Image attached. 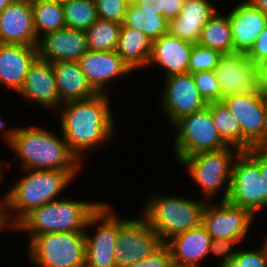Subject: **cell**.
Masks as SVG:
<instances>
[{"instance_id":"816d5d0a","label":"cell","mask_w":267,"mask_h":267,"mask_svg":"<svg viewBox=\"0 0 267 267\" xmlns=\"http://www.w3.org/2000/svg\"><path fill=\"white\" fill-rule=\"evenodd\" d=\"M264 148L267 149V127H266V137L264 139Z\"/></svg>"},{"instance_id":"5bb4252c","label":"cell","mask_w":267,"mask_h":267,"mask_svg":"<svg viewBox=\"0 0 267 267\" xmlns=\"http://www.w3.org/2000/svg\"><path fill=\"white\" fill-rule=\"evenodd\" d=\"M163 81L160 100L156 103L159 101L158 106L170 125L207 106L191 73L166 76Z\"/></svg>"},{"instance_id":"681fc988","label":"cell","mask_w":267,"mask_h":267,"mask_svg":"<svg viewBox=\"0 0 267 267\" xmlns=\"http://www.w3.org/2000/svg\"><path fill=\"white\" fill-rule=\"evenodd\" d=\"M15 0H0V13Z\"/></svg>"},{"instance_id":"b9f144b4","label":"cell","mask_w":267,"mask_h":267,"mask_svg":"<svg viewBox=\"0 0 267 267\" xmlns=\"http://www.w3.org/2000/svg\"><path fill=\"white\" fill-rule=\"evenodd\" d=\"M257 89L267 98V60L257 65Z\"/></svg>"},{"instance_id":"f907efd6","label":"cell","mask_w":267,"mask_h":267,"mask_svg":"<svg viewBox=\"0 0 267 267\" xmlns=\"http://www.w3.org/2000/svg\"><path fill=\"white\" fill-rule=\"evenodd\" d=\"M168 267H185V266H181L180 264L171 262V264Z\"/></svg>"},{"instance_id":"db71d44e","label":"cell","mask_w":267,"mask_h":267,"mask_svg":"<svg viewBox=\"0 0 267 267\" xmlns=\"http://www.w3.org/2000/svg\"><path fill=\"white\" fill-rule=\"evenodd\" d=\"M53 1H56V2H59V3H64V2H67V1H70V0H53Z\"/></svg>"},{"instance_id":"ffe728a7","label":"cell","mask_w":267,"mask_h":267,"mask_svg":"<svg viewBox=\"0 0 267 267\" xmlns=\"http://www.w3.org/2000/svg\"><path fill=\"white\" fill-rule=\"evenodd\" d=\"M32 4L15 0L0 13V43L36 46Z\"/></svg>"},{"instance_id":"3957f363","label":"cell","mask_w":267,"mask_h":267,"mask_svg":"<svg viewBox=\"0 0 267 267\" xmlns=\"http://www.w3.org/2000/svg\"><path fill=\"white\" fill-rule=\"evenodd\" d=\"M26 175L4 191L3 213L10 231L33 209L60 198L80 170L22 169ZM63 192V193H62ZM59 197V198H58Z\"/></svg>"},{"instance_id":"6da1fadb","label":"cell","mask_w":267,"mask_h":267,"mask_svg":"<svg viewBox=\"0 0 267 267\" xmlns=\"http://www.w3.org/2000/svg\"><path fill=\"white\" fill-rule=\"evenodd\" d=\"M111 97L96 94L86 100L63 103L56 110L60 117V133L82 164L89 153L105 148L115 139L118 124L112 114Z\"/></svg>"},{"instance_id":"ee69618b","label":"cell","mask_w":267,"mask_h":267,"mask_svg":"<svg viewBox=\"0 0 267 267\" xmlns=\"http://www.w3.org/2000/svg\"><path fill=\"white\" fill-rule=\"evenodd\" d=\"M9 163V164H8ZM12 164V162H5L4 160L2 161L1 159H0V182H3V181H5V180H3V177H4V173H3V171H4V169H5V171H7L6 170V168L7 169H10V168H12L10 165ZM6 167V168H5ZM0 206H3V199H4V196L2 195V196H0Z\"/></svg>"},{"instance_id":"7bdbcfd3","label":"cell","mask_w":267,"mask_h":267,"mask_svg":"<svg viewBox=\"0 0 267 267\" xmlns=\"http://www.w3.org/2000/svg\"><path fill=\"white\" fill-rule=\"evenodd\" d=\"M142 11L157 12L162 15L163 0H137L135 3Z\"/></svg>"},{"instance_id":"7402d4cb","label":"cell","mask_w":267,"mask_h":267,"mask_svg":"<svg viewBox=\"0 0 267 267\" xmlns=\"http://www.w3.org/2000/svg\"><path fill=\"white\" fill-rule=\"evenodd\" d=\"M210 0H186L179 16L169 21L168 32L183 41L197 44L206 22L219 10Z\"/></svg>"},{"instance_id":"5b68a950","label":"cell","mask_w":267,"mask_h":267,"mask_svg":"<svg viewBox=\"0 0 267 267\" xmlns=\"http://www.w3.org/2000/svg\"><path fill=\"white\" fill-rule=\"evenodd\" d=\"M146 200V201H145ZM140 207V214L165 244L172 237L197 227L202 221L206 200L188 196L152 194ZM145 202V203H144Z\"/></svg>"},{"instance_id":"f546056e","label":"cell","mask_w":267,"mask_h":267,"mask_svg":"<svg viewBox=\"0 0 267 267\" xmlns=\"http://www.w3.org/2000/svg\"><path fill=\"white\" fill-rule=\"evenodd\" d=\"M210 109L212 120L218 134L228 145L242 151V132L241 127L235 117L229 112L222 101L207 103Z\"/></svg>"},{"instance_id":"f35d334b","label":"cell","mask_w":267,"mask_h":267,"mask_svg":"<svg viewBox=\"0 0 267 267\" xmlns=\"http://www.w3.org/2000/svg\"><path fill=\"white\" fill-rule=\"evenodd\" d=\"M260 167L261 178L263 179L264 193V211L267 209V149L261 147H253L246 151Z\"/></svg>"},{"instance_id":"d590c367","label":"cell","mask_w":267,"mask_h":267,"mask_svg":"<svg viewBox=\"0 0 267 267\" xmlns=\"http://www.w3.org/2000/svg\"><path fill=\"white\" fill-rule=\"evenodd\" d=\"M238 247L235 258L243 262L244 267H267V234L264 233L263 242L260 247L242 249Z\"/></svg>"},{"instance_id":"c3c4849f","label":"cell","mask_w":267,"mask_h":267,"mask_svg":"<svg viewBox=\"0 0 267 267\" xmlns=\"http://www.w3.org/2000/svg\"><path fill=\"white\" fill-rule=\"evenodd\" d=\"M4 229L8 230L10 228L7 226L4 218L3 206H0V232H3Z\"/></svg>"},{"instance_id":"8fae6325","label":"cell","mask_w":267,"mask_h":267,"mask_svg":"<svg viewBox=\"0 0 267 267\" xmlns=\"http://www.w3.org/2000/svg\"><path fill=\"white\" fill-rule=\"evenodd\" d=\"M221 101L241 127L242 151L264 148L267 127V98L258 90L224 97Z\"/></svg>"},{"instance_id":"7a4b0ae2","label":"cell","mask_w":267,"mask_h":267,"mask_svg":"<svg viewBox=\"0 0 267 267\" xmlns=\"http://www.w3.org/2000/svg\"><path fill=\"white\" fill-rule=\"evenodd\" d=\"M4 144L14 152L21 170H83L64 136L38 125L9 126Z\"/></svg>"},{"instance_id":"1f68e13d","label":"cell","mask_w":267,"mask_h":267,"mask_svg":"<svg viewBox=\"0 0 267 267\" xmlns=\"http://www.w3.org/2000/svg\"><path fill=\"white\" fill-rule=\"evenodd\" d=\"M62 5L67 28L85 32L98 19L95 0H70Z\"/></svg>"},{"instance_id":"7c38bea8","label":"cell","mask_w":267,"mask_h":267,"mask_svg":"<svg viewBox=\"0 0 267 267\" xmlns=\"http://www.w3.org/2000/svg\"><path fill=\"white\" fill-rule=\"evenodd\" d=\"M227 201L248 210L255 218L264 210L260 167L246 151L234 160Z\"/></svg>"},{"instance_id":"60d3db41","label":"cell","mask_w":267,"mask_h":267,"mask_svg":"<svg viewBox=\"0 0 267 267\" xmlns=\"http://www.w3.org/2000/svg\"><path fill=\"white\" fill-rule=\"evenodd\" d=\"M186 0H163L162 15L170 21L179 16L181 7Z\"/></svg>"},{"instance_id":"44dd1931","label":"cell","mask_w":267,"mask_h":267,"mask_svg":"<svg viewBox=\"0 0 267 267\" xmlns=\"http://www.w3.org/2000/svg\"><path fill=\"white\" fill-rule=\"evenodd\" d=\"M192 43L183 41L169 32L152 41L149 66L161 67L163 76L188 73Z\"/></svg>"},{"instance_id":"9c48e42d","label":"cell","mask_w":267,"mask_h":267,"mask_svg":"<svg viewBox=\"0 0 267 267\" xmlns=\"http://www.w3.org/2000/svg\"><path fill=\"white\" fill-rule=\"evenodd\" d=\"M113 208L112 204L104 201L88 219L85 229V267H116L114 252L119 214ZM94 226L97 230L91 233L90 228Z\"/></svg>"},{"instance_id":"4fadbf2b","label":"cell","mask_w":267,"mask_h":267,"mask_svg":"<svg viewBox=\"0 0 267 267\" xmlns=\"http://www.w3.org/2000/svg\"><path fill=\"white\" fill-rule=\"evenodd\" d=\"M219 201L220 203L216 201L215 204L213 201H206L201 224L212 240L219 238L233 239L239 243H244V239L253 231L251 226L257 219L248 210L240 206L227 200Z\"/></svg>"},{"instance_id":"f6af8a7d","label":"cell","mask_w":267,"mask_h":267,"mask_svg":"<svg viewBox=\"0 0 267 267\" xmlns=\"http://www.w3.org/2000/svg\"><path fill=\"white\" fill-rule=\"evenodd\" d=\"M217 267H244L243 262H239L235 257L224 262Z\"/></svg>"},{"instance_id":"9a60e30c","label":"cell","mask_w":267,"mask_h":267,"mask_svg":"<svg viewBox=\"0 0 267 267\" xmlns=\"http://www.w3.org/2000/svg\"><path fill=\"white\" fill-rule=\"evenodd\" d=\"M87 82L97 94L111 95L117 79L128 77L133 71L116 51L88 50L78 61Z\"/></svg>"},{"instance_id":"4316f807","label":"cell","mask_w":267,"mask_h":267,"mask_svg":"<svg viewBox=\"0 0 267 267\" xmlns=\"http://www.w3.org/2000/svg\"><path fill=\"white\" fill-rule=\"evenodd\" d=\"M216 11L200 32L198 45L217 50L222 54H233V42L229 19L226 13Z\"/></svg>"},{"instance_id":"603a6c76","label":"cell","mask_w":267,"mask_h":267,"mask_svg":"<svg viewBox=\"0 0 267 267\" xmlns=\"http://www.w3.org/2000/svg\"><path fill=\"white\" fill-rule=\"evenodd\" d=\"M36 58V46L0 43V86L18 93Z\"/></svg>"},{"instance_id":"83f0119b","label":"cell","mask_w":267,"mask_h":267,"mask_svg":"<svg viewBox=\"0 0 267 267\" xmlns=\"http://www.w3.org/2000/svg\"><path fill=\"white\" fill-rule=\"evenodd\" d=\"M122 25L143 32L153 41L168 33L169 21L157 12L142 11L136 4H129Z\"/></svg>"},{"instance_id":"836d02e7","label":"cell","mask_w":267,"mask_h":267,"mask_svg":"<svg viewBox=\"0 0 267 267\" xmlns=\"http://www.w3.org/2000/svg\"><path fill=\"white\" fill-rule=\"evenodd\" d=\"M192 76L206 103L221 101V89L214 71L196 72Z\"/></svg>"},{"instance_id":"ab89813d","label":"cell","mask_w":267,"mask_h":267,"mask_svg":"<svg viewBox=\"0 0 267 267\" xmlns=\"http://www.w3.org/2000/svg\"><path fill=\"white\" fill-rule=\"evenodd\" d=\"M247 56L256 66L267 60V25L263 32L256 37Z\"/></svg>"},{"instance_id":"cb8c5ba5","label":"cell","mask_w":267,"mask_h":267,"mask_svg":"<svg viewBox=\"0 0 267 267\" xmlns=\"http://www.w3.org/2000/svg\"><path fill=\"white\" fill-rule=\"evenodd\" d=\"M212 238L202 224L178 234L165 244L170 249L172 262L185 267H202L209 256Z\"/></svg>"},{"instance_id":"8d00e7d4","label":"cell","mask_w":267,"mask_h":267,"mask_svg":"<svg viewBox=\"0 0 267 267\" xmlns=\"http://www.w3.org/2000/svg\"><path fill=\"white\" fill-rule=\"evenodd\" d=\"M239 244L241 243L233 239L219 238V239L212 240L210 244L209 257L213 255H215L213 256L214 258L218 257L220 261H218L219 264L217 265L227 262L228 260L236 256V253L238 250L237 245Z\"/></svg>"},{"instance_id":"8992f818","label":"cell","mask_w":267,"mask_h":267,"mask_svg":"<svg viewBox=\"0 0 267 267\" xmlns=\"http://www.w3.org/2000/svg\"><path fill=\"white\" fill-rule=\"evenodd\" d=\"M240 152L239 149L228 146L218 151L188 156L183 158L179 165L186 169L190 179L197 184L198 188L200 187L204 200H217L218 196L221 197H218V201L227 200L233 163Z\"/></svg>"},{"instance_id":"f5cc1de1","label":"cell","mask_w":267,"mask_h":267,"mask_svg":"<svg viewBox=\"0 0 267 267\" xmlns=\"http://www.w3.org/2000/svg\"><path fill=\"white\" fill-rule=\"evenodd\" d=\"M128 4H135L137 0H125Z\"/></svg>"},{"instance_id":"e0dca14e","label":"cell","mask_w":267,"mask_h":267,"mask_svg":"<svg viewBox=\"0 0 267 267\" xmlns=\"http://www.w3.org/2000/svg\"><path fill=\"white\" fill-rule=\"evenodd\" d=\"M31 104L56 111L62 103L59 100L53 63L36 58L30 65L24 83L17 93Z\"/></svg>"},{"instance_id":"4dcf8cb0","label":"cell","mask_w":267,"mask_h":267,"mask_svg":"<svg viewBox=\"0 0 267 267\" xmlns=\"http://www.w3.org/2000/svg\"><path fill=\"white\" fill-rule=\"evenodd\" d=\"M121 25L120 23L97 19L85 31L88 50L116 51Z\"/></svg>"},{"instance_id":"d6986e66","label":"cell","mask_w":267,"mask_h":267,"mask_svg":"<svg viewBox=\"0 0 267 267\" xmlns=\"http://www.w3.org/2000/svg\"><path fill=\"white\" fill-rule=\"evenodd\" d=\"M230 9L226 15L231 28L233 53L247 54L266 27L267 17L249 0H241Z\"/></svg>"},{"instance_id":"f1b7e54d","label":"cell","mask_w":267,"mask_h":267,"mask_svg":"<svg viewBox=\"0 0 267 267\" xmlns=\"http://www.w3.org/2000/svg\"><path fill=\"white\" fill-rule=\"evenodd\" d=\"M31 4L38 38L66 27L62 3L53 0H36Z\"/></svg>"},{"instance_id":"484cf974","label":"cell","mask_w":267,"mask_h":267,"mask_svg":"<svg viewBox=\"0 0 267 267\" xmlns=\"http://www.w3.org/2000/svg\"><path fill=\"white\" fill-rule=\"evenodd\" d=\"M116 52L134 71L147 68L152 40L143 32L121 25Z\"/></svg>"},{"instance_id":"ac0fdd59","label":"cell","mask_w":267,"mask_h":267,"mask_svg":"<svg viewBox=\"0 0 267 267\" xmlns=\"http://www.w3.org/2000/svg\"><path fill=\"white\" fill-rule=\"evenodd\" d=\"M37 58L55 62H78L88 51L86 33L62 28L38 38Z\"/></svg>"},{"instance_id":"2e32d148","label":"cell","mask_w":267,"mask_h":267,"mask_svg":"<svg viewBox=\"0 0 267 267\" xmlns=\"http://www.w3.org/2000/svg\"><path fill=\"white\" fill-rule=\"evenodd\" d=\"M214 72L221 99L257 89V66L245 53L223 54Z\"/></svg>"},{"instance_id":"30bf717a","label":"cell","mask_w":267,"mask_h":267,"mask_svg":"<svg viewBox=\"0 0 267 267\" xmlns=\"http://www.w3.org/2000/svg\"><path fill=\"white\" fill-rule=\"evenodd\" d=\"M131 219L119 216V231L115 246L116 267H128L149 257L164 243L159 234L140 214Z\"/></svg>"},{"instance_id":"d6a6232c","label":"cell","mask_w":267,"mask_h":267,"mask_svg":"<svg viewBox=\"0 0 267 267\" xmlns=\"http://www.w3.org/2000/svg\"><path fill=\"white\" fill-rule=\"evenodd\" d=\"M223 54L217 50L194 44L190 54L188 73L214 71Z\"/></svg>"},{"instance_id":"bcb514c9","label":"cell","mask_w":267,"mask_h":267,"mask_svg":"<svg viewBox=\"0 0 267 267\" xmlns=\"http://www.w3.org/2000/svg\"><path fill=\"white\" fill-rule=\"evenodd\" d=\"M267 17V0H249Z\"/></svg>"},{"instance_id":"74e56055","label":"cell","mask_w":267,"mask_h":267,"mask_svg":"<svg viewBox=\"0 0 267 267\" xmlns=\"http://www.w3.org/2000/svg\"><path fill=\"white\" fill-rule=\"evenodd\" d=\"M172 262L170 249L163 244L156 252L128 267H168Z\"/></svg>"},{"instance_id":"52a82bcc","label":"cell","mask_w":267,"mask_h":267,"mask_svg":"<svg viewBox=\"0 0 267 267\" xmlns=\"http://www.w3.org/2000/svg\"><path fill=\"white\" fill-rule=\"evenodd\" d=\"M27 244V260L35 267H85V232L40 234Z\"/></svg>"},{"instance_id":"7dc6e473","label":"cell","mask_w":267,"mask_h":267,"mask_svg":"<svg viewBox=\"0 0 267 267\" xmlns=\"http://www.w3.org/2000/svg\"><path fill=\"white\" fill-rule=\"evenodd\" d=\"M1 113V112H0ZM2 115L0 114V136H1V139H3V143H4V140H5V137H6V132H7V121L4 120V118L1 117Z\"/></svg>"},{"instance_id":"d4e9b609","label":"cell","mask_w":267,"mask_h":267,"mask_svg":"<svg viewBox=\"0 0 267 267\" xmlns=\"http://www.w3.org/2000/svg\"><path fill=\"white\" fill-rule=\"evenodd\" d=\"M53 70L62 104L86 100L97 94L87 82L79 62H55Z\"/></svg>"},{"instance_id":"ba28073f","label":"cell","mask_w":267,"mask_h":267,"mask_svg":"<svg viewBox=\"0 0 267 267\" xmlns=\"http://www.w3.org/2000/svg\"><path fill=\"white\" fill-rule=\"evenodd\" d=\"M171 127L175 133L172 151L177 163L197 153L218 151L228 147L218 134L207 106L182 117Z\"/></svg>"},{"instance_id":"e575fe53","label":"cell","mask_w":267,"mask_h":267,"mask_svg":"<svg viewBox=\"0 0 267 267\" xmlns=\"http://www.w3.org/2000/svg\"><path fill=\"white\" fill-rule=\"evenodd\" d=\"M97 18L122 24L128 3L125 0H95Z\"/></svg>"},{"instance_id":"277c9868","label":"cell","mask_w":267,"mask_h":267,"mask_svg":"<svg viewBox=\"0 0 267 267\" xmlns=\"http://www.w3.org/2000/svg\"><path fill=\"white\" fill-rule=\"evenodd\" d=\"M60 198L33 209L13 229L26 233L27 243L35 236L50 232H85L89 217L104 201Z\"/></svg>"}]
</instances>
